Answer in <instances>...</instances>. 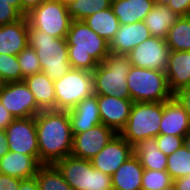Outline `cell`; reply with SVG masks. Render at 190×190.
Here are the masks:
<instances>
[{
  "label": "cell",
  "instance_id": "cell-1",
  "mask_svg": "<svg viewBox=\"0 0 190 190\" xmlns=\"http://www.w3.org/2000/svg\"><path fill=\"white\" fill-rule=\"evenodd\" d=\"M35 123L41 164H55L71 154L73 133L68 111L42 110Z\"/></svg>",
  "mask_w": 190,
  "mask_h": 190
},
{
  "label": "cell",
  "instance_id": "cell-2",
  "mask_svg": "<svg viewBox=\"0 0 190 190\" xmlns=\"http://www.w3.org/2000/svg\"><path fill=\"white\" fill-rule=\"evenodd\" d=\"M66 41L70 65L74 69L93 72L110 54L109 42L83 20H72Z\"/></svg>",
  "mask_w": 190,
  "mask_h": 190
},
{
  "label": "cell",
  "instance_id": "cell-3",
  "mask_svg": "<svg viewBox=\"0 0 190 190\" xmlns=\"http://www.w3.org/2000/svg\"><path fill=\"white\" fill-rule=\"evenodd\" d=\"M28 42L37 53L42 72L52 81L61 78L72 68L66 38H56L29 27Z\"/></svg>",
  "mask_w": 190,
  "mask_h": 190
},
{
  "label": "cell",
  "instance_id": "cell-4",
  "mask_svg": "<svg viewBox=\"0 0 190 190\" xmlns=\"http://www.w3.org/2000/svg\"><path fill=\"white\" fill-rule=\"evenodd\" d=\"M131 66L127 55L110 53L92 72L94 94L131 99L127 85Z\"/></svg>",
  "mask_w": 190,
  "mask_h": 190
},
{
  "label": "cell",
  "instance_id": "cell-5",
  "mask_svg": "<svg viewBox=\"0 0 190 190\" xmlns=\"http://www.w3.org/2000/svg\"><path fill=\"white\" fill-rule=\"evenodd\" d=\"M163 102H133L128 121L120 135L131 145L160 134Z\"/></svg>",
  "mask_w": 190,
  "mask_h": 190
},
{
  "label": "cell",
  "instance_id": "cell-6",
  "mask_svg": "<svg viewBox=\"0 0 190 190\" xmlns=\"http://www.w3.org/2000/svg\"><path fill=\"white\" fill-rule=\"evenodd\" d=\"M127 85L133 102H163L174 96L164 71L131 66Z\"/></svg>",
  "mask_w": 190,
  "mask_h": 190
},
{
  "label": "cell",
  "instance_id": "cell-7",
  "mask_svg": "<svg viewBox=\"0 0 190 190\" xmlns=\"http://www.w3.org/2000/svg\"><path fill=\"white\" fill-rule=\"evenodd\" d=\"M54 165L73 190H113L111 176L95 169L90 160L69 155Z\"/></svg>",
  "mask_w": 190,
  "mask_h": 190
},
{
  "label": "cell",
  "instance_id": "cell-8",
  "mask_svg": "<svg viewBox=\"0 0 190 190\" xmlns=\"http://www.w3.org/2000/svg\"><path fill=\"white\" fill-rule=\"evenodd\" d=\"M56 110L69 111L84 98L94 94L93 74L90 71L71 68L54 81Z\"/></svg>",
  "mask_w": 190,
  "mask_h": 190
},
{
  "label": "cell",
  "instance_id": "cell-9",
  "mask_svg": "<svg viewBox=\"0 0 190 190\" xmlns=\"http://www.w3.org/2000/svg\"><path fill=\"white\" fill-rule=\"evenodd\" d=\"M29 27H33L56 38H66L72 18L67 3L45 0L26 15Z\"/></svg>",
  "mask_w": 190,
  "mask_h": 190
},
{
  "label": "cell",
  "instance_id": "cell-10",
  "mask_svg": "<svg viewBox=\"0 0 190 190\" xmlns=\"http://www.w3.org/2000/svg\"><path fill=\"white\" fill-rule=\"evenodd\" d=\"M0 102L15 119L35 117L42 111L24 81L5 83L0 89Z\"/></svg>",
  "mask_w": 190,
  "mask_h": 190
},
{
  "label": "cell",
  "instance_id": "cell-11",
  "mask_svg": "<svg viewBox=\"0 0 190 190\" xmlns=\"http://www.w3.org/2000/svg\"><path fill=\"white\" fill-rule=\"evenodd\" d=\"M170 51L165 39L151 36L133 48L127 56L132 66L165 72Z\"/></svg>",
  "mask_w": 190,
  "mask_h": 190
},
{
  "label": "cell",
  "instance_id": "cell-12",
  "mask_svg": "<svg viewBox=\"0 0 190 190\" xmlns=\"http://www.w3.org/2000/svg\"><path fill=\"white\" fill-rule=\"evenodd\" d=\"M5 133L9 151L39 156L35 117L14 119Z\"/></svg>",
  "mask_w": 190,
  "mask_h": 190
},
{
  "label": "cell",
  "instance_id": "cell-13",
  "mask_svg": "<svg viewBox=\"0 0 190 190\" xmlns=\"http://www.w3.org/2000/svg\"><path fill=\"white\" fill-rule=\"evenodd\" d=\"M117 133L104 124L73 135L72 151L74 157L92 159L97 155Z\"/></svg>",
  "mask_w": 190,
  "mask_h": 190
},
{
  "label": "cell",
  "instance_id": "cell-14",
  "mask_svg": "<svg viewBox=\"0 0 190 190\" xmlns=\"http://www.w3.org/2000/svg\"><path fill=\"white\" fill-rule=\"evenodd\" d=\"M133 155V145L116 134L90 161L95 169L112 176Z\"/></svg>",
  "mask_w": 190,
  "mask_h": 190
},
{
  "label": "cell",
  "instance_id": "cell-15",
  "mask_svg": "<svg viewBox=\"0 0 190 190\" xmlns=\"http://www.w3.org/2000/svg\"><path fill=\"white\" fill-rule=\"evenodd\" d=\"M97 100L101 123L119 134L128 121L133 101L104 95H97Z\"/></svg>",
  "mask_w": 190,
  "mask_h": 190
},
{
  "label": "cell",
  "instance_id": "cell-16",
  "mask_svg": "<svg viewBox=\"0 0 190 190\" xmlns=\"http://www.w3.org/2000/svg\"><path fill=\"white\" fill-rule=\"evenodd\" d=\"M190 131V116L175 96L163 101L160 134L184 137Z\"/></svg>",
  "mask_w": 190,
  "mask_h": 190
},
{
  "label": "cell",
  "instance_id": "cell-17",
  "mask_svg": "<svg viewBox=\"0 0 190 190\" xmlns=\"http://www.w3.org/2000/svg\"><path fill=\"white\" fill-rule=\"evenodd\" d=\"M150 37L151 33L144 21L120 25L119 30L109 42V51L117 55H127L133 48Z\"/></svg>",
  "mask_w": 190,
  "mask_h": 190
},
{
  "label": "cell",
  "instance_id": "cell-18",
  "mask_svg": "<svg viewBox=\"0 0 190 190\" xmlns=\"http://www.w3.org/2000/svg\"><path fill=\"white\" fill-rule=\"evenodd\" d=\"M29 24L26 16L0 26V53L17 56L28 45Z\"/></svg>",
  "mask_w": 190,
  "mask_h": 190
},
{
  "label": "cell",
  "instance_id": "cell-19",
  "mask_svg": "<svg viewBox=\"0 0 190 190\" xmlns=\"http://www.w3.org/2000/svg\"><path fill=\"white\" fill-rule=\"evenodd\" d=\"M73 135L85 132L101 124L97 95L84 98L68 111Z\"/></svg>",
  "mask_w": 190,
  "mask_h": 190
},
{
  "label": "cell",
  "instance_id": "cell-20",
  "mask_svg": "<svg viewBox=\"0 0 190 190\" xmlns=\"http://www.w3.org/2000/svg\"><path fill=\"white\" fill-rule=\"evenodd\" d=\"M41 165L39 156L8 151L6 155L0 158V173L19 179H28L35 177Z\"/></svg>",
  "mask_w": 190,
  "mask_h": 190
},
{
  "label": "cell",
  "instance_id": "cell-21",
  "mask_svg": "<svg viewBox=\"0 0 190 190\" xmlns=\"http://www.w3.org/2000/svg\"><path fill=\"white\" fill-rule=\"evenodd\" d=\"M170 91L177 93L190 85V51H170L165 71Z\"/></svg>",
  "mask_w": 190,
  "mask_h": 190
},
{
  "label": "cell",
  "instance_id": "cell-22",
  "mask_svg": "<svg viewBox=\"0 0 190 190\" xmlns=\"http://www.w3.org/2000/svg\"><path fill=\"white\" fill-rule=\"evenodd\" d=\"M144 168L133 155L111 176L113 190H141Z\"/></svg>",
  "mask_w": 190,
  "mask_h": 190
},
{
  "label": "cell",
  "instance_id": "cell-23",
  "mask_svg": "<svg viewBox=\"0 0 190 190\" xmlns=\"http://www.w3.org/2000/svg\"><path fill=\"white\" fill-rule=\"evenodd\" d=\"M155 5L153 0H112L111 8L120 25L144 21Z\"/></svg>",
  "mask_w": 190,
  "mask_h": 190
},
{
  "label": "cell",
  "instance_id": "cell-24",
  "mask_svg": "<svg viewBox=\"0 0 190 190\" xmlns=\"http://www.w3.org/2000/svg\"><path fill=\"white\" fill-rule=\"evenodd\" d=\"M33 93L37 106L41 110H56L54 81L45 73L39 72L23 80Z\"/></svg>",
  "mask_w": 190,
  "mask_h": 190
},
{
  "label": "cell",
  "instance_id": "cell-25",
  "mask_svg": "<svg viewBox=\"0 0 190 190\" xmlns=\"http://www.w3.org/2000/svg\"><path fill=\"white\" fill-rule=\"evenodd\" d=\"M133 152L144 169L166 171L167 156L159 149L155 138L140 140L133 145Z\"/></svg>",
  "mask_w": 190,
  "mask_h": 190
},
{
  "label": "cell",
  "instance_id": "cell-26",
  "mask_svg": "<svg viewBox=\"0 0 190 190\" xmlns=\"http://www.w3.org/2000/svg\"><path fill=\"white\" fill-rule=\"evenodd\" d=\"M179 17L168 6L155 4L144 22L151 36L165 39L169 29Z\"/></svg>",
  "mask_w": 190,
  "mask_h": 190
},
{
  "label": "cell",
  "instance_id": "cell-27",
  "mask_svg": "<svg viewBox=\"0 0 190 190\" xmlns=\"http://www.w3.org/2000/svg\"><path fill=\"white\" fill-rule=\"evenodd\" d=\"M83 21L108 42L111 41L120 27L118 18L111 7L96 12Z\"/></svg>",
  "mask_w": 190,
  "mask_h": 190
},
{
  "label": "cell",
  "instance_id": "cell-28",
  "mask_svg": "<svg viewBox=\"0 0 190 190\" xmlns=\"http://www.w3.org/2000/svg\"><path fill=\"white\" fill-rule=\"evenodd\" d=\"M171 51H190V16H180L165 38Z\"/></svg>",
  "mask_w": 190,
  "mask_h": 190
},
{
  "label": "cell",
  "instance_id": "cell-29",
  "mask_svg": "<svg viewBox=\"0 0 190 190\" xmlns=\"http://www.w3.org/2000/svg\"><path fill=\"white\" fill-rule=\"evenodd\" d=\"M35 177L40 190H73L54 164H42Z\"/></svg>",
  "mask_w": 190,
  "mask_h": 190
},
{
  "label": "cell",
  "instance_id": "cell-30",
  "mask_svg": "<svg viewBox=\"0 0 190 190\" xmlns=\"http://www.w3.org/2000/svg\"><path fill=\"white\" fill-rule=\"evenodd\" d=\"M112 0H71L67 9L72 20H85L92 14L111 7Z\"/></svg>",
  "mask_w": 190,
  "mask_h": 190
},
{
  "label": "cell",
  "instance_id": "cell-31",
  "mask_svg": "<svg viewBox=\"0 0 190 190\" xmlns=\"http://www.w3.org/2000/svg\"><path fill=\"white\" fill-rule=\"evenodd\" d=\"M173 180L190 173V152L183 145L173 154L167 156V169Z\"/></svg>",
  "mask_w": 190,
  "mask_h": 190
},
{
  "label": "cell",
  "instance_id": "cell-32",
  "mask_svg": "<svg viewBox=\"0 0 190 190\" xmlns=\"http://www.w3.org/2000/svg\"><path fill=\"white\" fill-rule=\"evenodd\" d=\"M0 77L4 83L24 80L17 56L0 53Z\"/></svg>",
  "mask_w": 190,
  "mask_h": 190
},
{
  "label": "cell",
  "instance_id": "cell-33",
  "mask_svg": "<svg viewBox=\"0 0 190 190\" xmlns=\"http://www.w3.org/2000/svg\"><path fill=\"white\" fill-rule=\"evenodd\" d=\"M173 184L167 171L144 169L141 190H161Z\"/></svg>",
  "mask_w": 190,
  "mask_h": 190
},
{
  "label": "cell",
  "instance_id": "cell-34",
  "mask_svg": "<svg viewBox=\"0 0 190 190\" xmlns=\"http://www.w3.org/2000/svg\"><path fill=\"white\" fill-rule=\"evenodd\" d=\"M17 60L20 64L23 78L42 72L37 53L29 44L19 52Z\"/></svg>",
  "mask_w": 190,
  "mask_h": 190
},
{
  "label": "cell",
  "instance_id": "cell-35",
  "mask_svg": "<svg viewBox=\"0 0 190 190\" xmlns=\"http://www.w3.org/2000/svg\"><path fill=\"white\" fill-rule=\"evenodd\" d=\"M155 139L159 149L166 156L173 154L184 144V137L182 136L159 134Z\"/></svg>",
  "mask_w": 190,
  "mask_h": 190
},
{
  "label": "cell",
  "instance_id": "cell-36",
  "mask_svg": "<svg viewBox=\"0 0 190 190\" xmlns=\"http://www.w3.org/2000/svg\"><path fill=\"white\" fill-rule=\"evenodd\" d=\"M23 15L6 0H0V26L21 19Z\"/></svg>",
  "mask_w": 190,
  "mask_h": 190
},
{
  "label": "cell",
  "instance_id": "cell-37",
  "mask_svg": "<svg viewBox=\"0 0 190 190\" xmlns=\"http://www.w3.org/2000/svg\"><path fill=\"white\" fill-rule=\"evenodd\" d=\"M167 6L178 16L190 15V0H170Z\"/></svg>",
  "mask_w": 190,
  "mask_h": 190
},
{
  "label": "cell",
  "instance_id": "cell-38",
  "mask_svg": "<svg viewBox=\"0 0 190 190\" xmlns=\"http://www.w3.org/2000/svg\"><path fill=\"white\" fill-rule=\"evenodd\" d=\"M22 179L0 173V190H19Z\"/></svg>",
  "mask_w": 190,
  "mask_h": 190
},
{
  "label": "cell",
  "instance_id": "cell-39",
  "mask_svg": "<svg viewBox=\"0 0 190 190\" xmlns=\"http://www.w3.org/2000/svg\"><path fill=\"white\" fill-rule=\"evenodd\" d=\"M174 96L180 101L190 116V85L179 90Z\"/></svg>",
  "mask_w": 190,
  "mask_h": 190
},
{
  "label": "cell",
  "instance_id": "cell-40",
  "mask_svg": "<svg viewBox=\"0 0 190 190\" xmlns=\"http://www.w3.org/2000/svg\"><path fill=\"white\" fill-rule=\"evenodd\" d=\"M14 119L12 114L0 102V130H5Z\"/></svg>",
  "mask_w": 190,
  "mask_h": 190
},
{
  "label": "cell",
  "instance_id": "cell-41",
  "mask_svg": "<svg viewBox=\"0 0 190 190\" xmlns=\"http://www.w3.org/2000/svg\"><path fill=\"white\" fill-rule=\"evenodd\" d=\"M45 0H21L22 15L26 16L31 10L40 6Z\"/></svg>",
  "mask_w": 190,
  "mask_h": 190
},
{
  "label": "cell",
  "instance_id": "cell-42",
  "mask_svg": "<svg viewBox=\"0 0 190 190\" xmlns=\"http://www.w3.org/2000/svg\"><path fill=\"white\" fill-rule=\"evenodd\" d=\"M19 190H40L36 177L22 179Z\"/></svg>",
  "mask_w": 190,
  "mask_h": 190
},
{
  "label": "cell",
  "instance_id": "cell-43",
  "mask_svg": "<svg viewBox=\"0 0 190 190\" xmlns=\"http://www.w3.org/2000/svg\"><path fill=\"white\" fill-rule=\"evenodd\" d=\"M176 190H190V173L185 177L173 180Z\"/></svg>",
  "mask_w": 190,
  "mask_h": 190
},
{
  "label": "cell",
  "instance_id": "cell-44",
  "mask_svg": "<svg viewBox=\"0 0 190 190\" xmlns=\"http://www.w3.org/2000/svg\"><path fill=\"white\" fill-rule=\"evenodd\" d=\"M9 151V146L7 143V136L5 130H0V158L6 155Z\"/></svg>",
  "mask_w": 190,
  "mask_h": 190
},
{
  "label": "cell",
  "instance_id": "cell-45",
  "mask_svg": "<svg viewBox=\"0 0 190 190\" xmlns=\"http://www.w3.org/2000/svg\"><path fill=\"white\" fill-rule=\"evenodd\" d=\"M9 4L15 7L22 14V3L21 0H6Z\"/></svg>",
  "mask_w": 190,
  "mask_h": 190
},
{
  "label": "cell",
  "instance_id": "cell-46",
  "mask_svg": "<svg viewBox=\"0 0 190 190\" xmlns=\"http://www.w3.org/2000/svg\"><path fill=\"white\" fill-rule=\"evenodd\" d=\"M183 145L190 152V131L184 136V144Z\"/></svg>",
  "mask_w": 190,
  "mask_h": 190
},
{
  "label": "cell",
  "instance_id": "cell-47",
  "mask_svg": "<svg viewBox=\"0 0 190 190\" xmlns=\"http://www.w3.org/2000/svg\"><path fill=\"white\" fill-rule=\"evenodd\" d=\"M155 4L157 5H168L170 0H153Z\"/></svg>",
  "mask_w": 190,
  "mask_h": 190
},
{
  "label": "cell",
  "instance_id": "cell-48",
  "mask_svg": "<svg viewBox=\"0 0 190 190\" xmlns=\"http://www.w3.org/2000/svg\"><path fill=\"white\" fill-rule=\"evenodd\" d=\"M161 190H176V188H175V185H174V184H171L170 186L165 187V188H163V189H161Z\"/></svg>",
  "mask_w": 190,
  "mask_h": 190
},
{
  "label": "cell",
  "instance_id": "cell-49",
  "mask_svg": "<svg viewBox=\"0 0 190 190\" xmlns=\"http://www.w3.org/2000/svg\"><path fill=\"white\" fill-rule=\"evenodd\" d=\"M4 81L2 80V78L0 77V89L2 88V86L4 85Z\"/></svg>",
  "mask_w": 190,
  "mask_h": 190
},
{
  "label": "cell",
  "instance_id": "cell-50",
  "mask_svg": "<svg viewBox=\"0 0 190 190\" xmlns=\"http://www.w3.org/2000/svg\"><path fill=\"white\" fill-rule=\"evenodd\" d=\"M56 1L63 2V3H68L71 0H56Z\"/></svg>",
  "mask_w": 190,
  "mask_h": 190
}]
</instances>
